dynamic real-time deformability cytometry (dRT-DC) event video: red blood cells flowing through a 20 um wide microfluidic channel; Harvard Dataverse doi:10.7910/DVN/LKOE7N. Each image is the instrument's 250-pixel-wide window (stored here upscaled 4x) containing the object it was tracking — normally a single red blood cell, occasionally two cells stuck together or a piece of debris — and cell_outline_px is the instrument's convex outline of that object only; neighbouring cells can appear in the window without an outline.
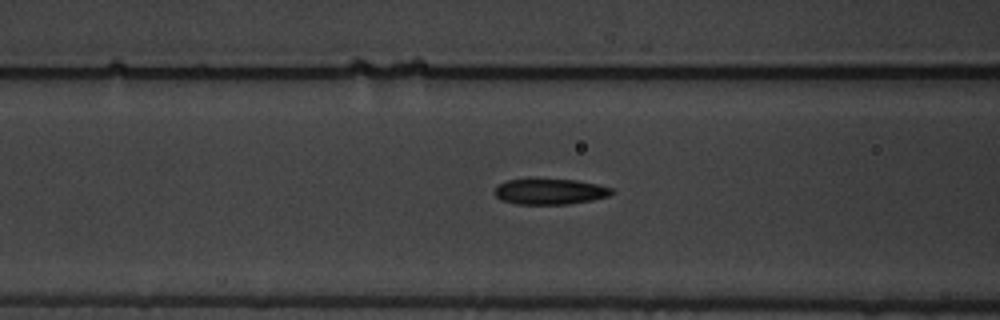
{"species": "common noctule bat (a hibernating species)", "species_latin": "Nyctalus noctula", "temperature_condition": "warm", "stored_images_in_passage": 44, "camera_frame_rate_fps": 3000, "um_per_image_px": 0.085, "animal": {"sex": "male", "body_mass_g": 19.5, "forearm_length_mm": 54.6}, "frame": {"image": 1, "passage_image": 21, "time_ms": 6.667, "image_size_px": [1000, 320], "cell_outline_px": [[616, 192], [608, 196], [592, 200], [568, 204], [516, 204], [500, 200], [492, 192], [500, 184], [508, 180], [576, 180], [596, 184], [612, 188]], "centroid_in_image_um": [46.76, 16.3], "position_along_channel_um": 119.8, "area_um2": 17.34}}
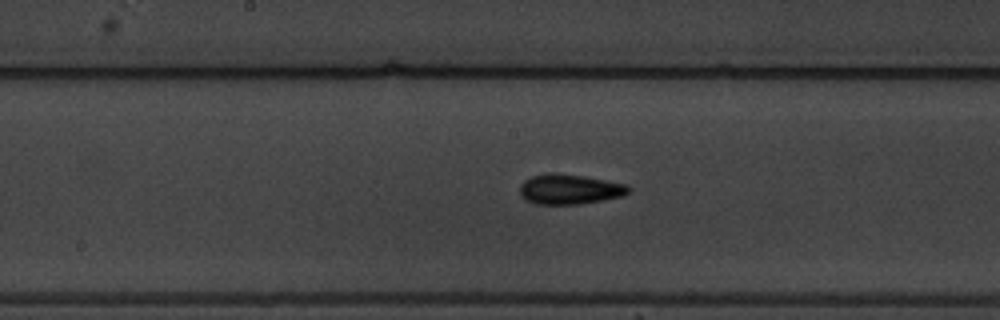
{"frame": {"image": 2, "passage_image": 28, "time_ms": 9.0, "image_size_px": [1000, 320], "cell_outline_px": [[632, 188], [624, 196], [604, 200], [576, 204], [536, 204], [524, 200], [520, 196], [520, 184], [524, 180], [532, 176], [548, 172], [552, 172], [584, 176], [628, 184]], "centroid_in_image_um": [48.41, 16.08], "position_along_channel_um": 199.8, "area_um2": 19.31}}
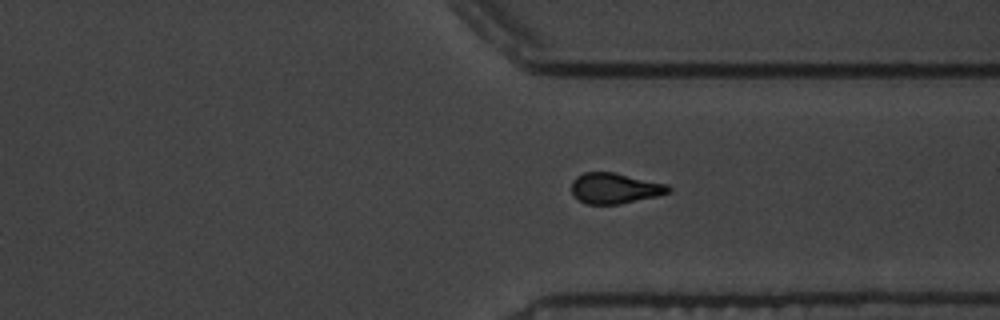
{"frame": {"image": 3, "passage_image": 42, "time_ms": 13.667, "image_size_px": [1000, 320], "cell_outline_px": [[672, 192], [656, 196], [620, 204], [588, 204], [580, 200], [572, 192], [572, 180], [576, 176], [584, 172], [612, 172], [668, 184], [672, 188]], "centroid_in_image_um": [52.29, 16.0], "position_along_channel_um": 359.1, "area_um2": 17.22}}